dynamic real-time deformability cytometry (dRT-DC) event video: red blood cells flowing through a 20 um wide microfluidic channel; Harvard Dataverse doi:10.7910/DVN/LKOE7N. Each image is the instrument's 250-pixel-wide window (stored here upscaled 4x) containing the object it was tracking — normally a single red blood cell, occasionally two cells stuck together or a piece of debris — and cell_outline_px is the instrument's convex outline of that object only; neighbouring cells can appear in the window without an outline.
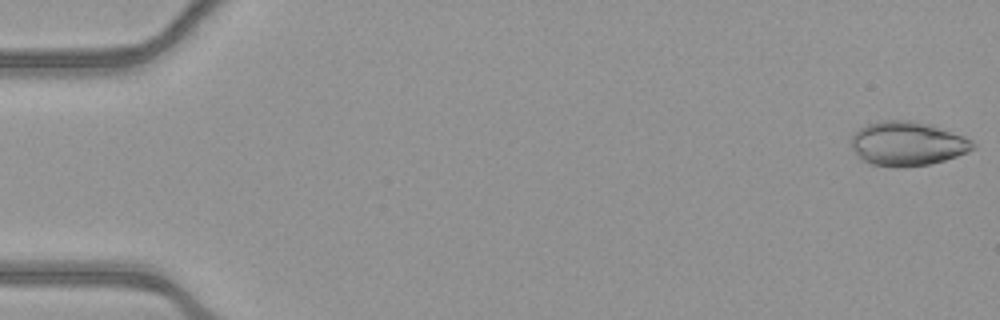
{"species": "common noctule bat (a hibernating species)", "species_latin": "Nyctalus noctula", "temperature_condition": "warm", "stored_images_in_passage": 52, "camera_frame_rate_fps": 3000, "um_per_image_px": 0.085, "animal": {"sex": "female", "body_mass_g": 21.9}, "frame": {"image": 1, "passage_image": 1, "time_ms": 0.0, "image_size_px": [1000, 320], "cell_outline_px": [[976, 148], [968, 152], [944, 160], [928, 164], [900, 168], [872, 164], [864, 160], [852, 148], [852, 136], [860, 128], [868, 124], [880, 120], [912, 120], [932, 124], [964, 136], [976, 144]], "centroid_in_image_um": [77.17, 12.2], "position_along_channel_um": 7.8, "area_um2": 31.27}}
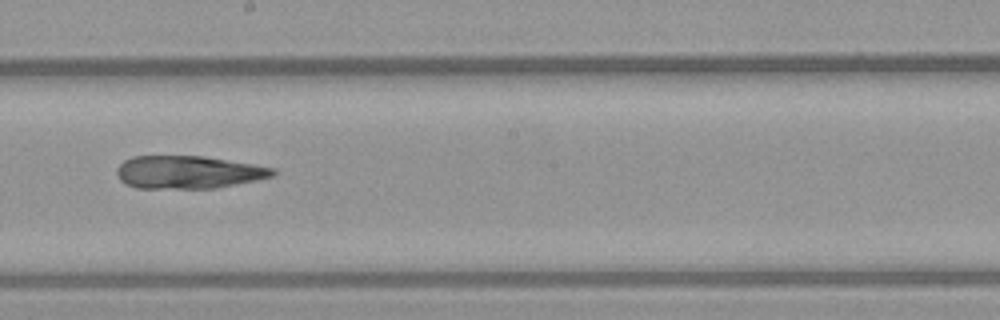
{"frame": {"image": 2, "passage_image": 30, "time_ms": 9.667, "image_size_px": [1000, 320], "cell_outline_px": [[276, 172], [272, 176], [256, 180], [216, 188], [136, 188], [120, 180], [116, 172], [116, 168], [124, 160], [132, 156], [204, 156], [276, 168]], "centroid_in_image_um": [15.99, 14.63], "position_along_channel_um": 232.2, "area_um2": 29.77}}
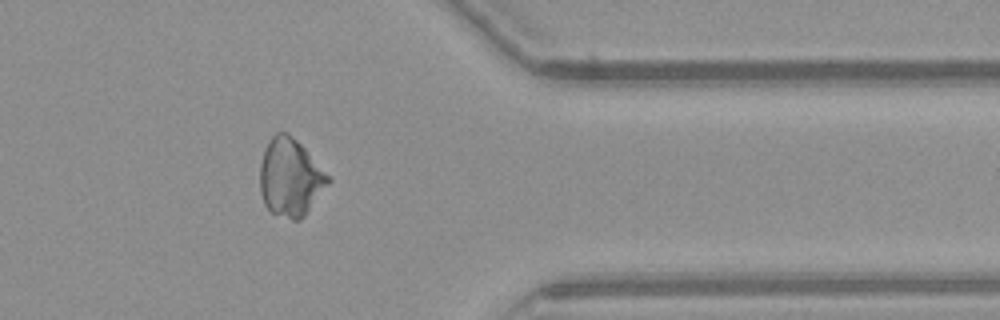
{"frame": {"image": 3, "passage_image": 43, "time_ms": 14.0, "image_size_px": [1000, 320], "cell_outline_px": [[332, 180], [304, 216], [300, 220], [292, 220], [272, 212], [264, 204], [260, 192], [260, 164], [268, 140], [276, 132], [288, 132], [304, 148]], "centroid_in_image_um": [24.66, 15.09], "position_along_channel_um": 386.7, "area_um2": 30.58}}